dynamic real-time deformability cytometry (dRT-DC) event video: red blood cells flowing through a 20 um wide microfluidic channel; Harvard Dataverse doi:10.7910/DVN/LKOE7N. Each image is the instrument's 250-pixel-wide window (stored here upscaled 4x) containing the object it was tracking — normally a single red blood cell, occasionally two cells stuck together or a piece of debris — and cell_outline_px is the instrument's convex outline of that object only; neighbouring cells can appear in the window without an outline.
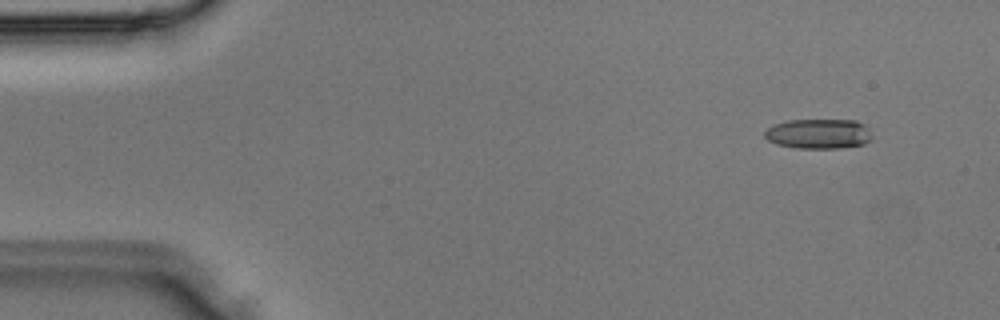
{"species": "Egyptian fruit bat (a non-hibernating species)", "species_latin": "Rousettus aegyptiacus", "temperature_condition": "room temperature", "stored_images_in_passage": 3, "camera_frame_rate_fps": 3000, "um_per_image_px": 0.085, "animal": {"sex": "male"}, "frame": {"image": 1, "passage_image": 3, "time_ms": 0.667, "image_size_px": [1000, 320], "cell_outline_px": [[872, 140], [864, 144], [840, 148], [796, 148], [776, 144], [768, 140], [764, 136], [764, 132], [772, 124], [788, 120], [856, 120], [864, 124], [868, 128], [872, 136]], "centroid_in_image_um": [69.58, 11.37], "position_along_channel_um": 15.4, "area_um2": 18.9}}